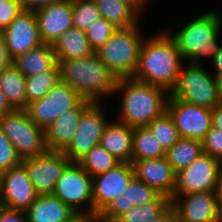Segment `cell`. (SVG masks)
<instances>
[{
	"label": "cell",
	"mask_w": 222,
	"mask_h": 222,
	"mask_svg": "<svg viewBox=\"0 0 222 222\" xmlns=\"http://www.w3.org/2000/svg\"><path fill=\"white\" fill-rule=\"evenodd\" d=\"M185 60L167 31L156 32L143 39L133 79L165 89L175 88Z\"/></svg>",
	"instance_id": "6da1fadb"
},
{
	"label": "cell",
	"mask_w": 222,
	"mask_h": 222,
	"mask_svg": "<svg viewBox=\"0 0 222 222\" xmlns=\"http://www.w3.org/2000/svg\"><path fill=\"white\" fill-rule=\"evenodd\" d=\"M114 94L122 95L117 121L132 128L147 126L162 114L166 110L169 96L165 89L132 77L118 78Z\"/></svg>",
	"instance_id": "7a4b0ae2"
},
{
	"label": "cell",
	"mask_w": 222,
	"mask_h": 222,
	"mask_svg": "<svg viewBox=\"0 0 222 222\" xmlns=\"http://www.w3.org/2000/svg\"><path fill=\"white\" fill-rule=\"evenodd\" d=\"M57 62L61 81L72 87L82 99L101 102L102 98L115 95L118 78L95 53L80 59Z\"/></svg>",
	"instance_id": "3957f363"
},
{
	"label": "cell",
	"mask_w": 222,
	"mask_h": 222,
	"mask_svg": "<svg viewBox=\"0 0 222 222\" xmlns=\"http://www.w3.org/2000/svg\"><path fill=\"white\" fill-rule=\"evenodd\" d=\"M222 16L216 11L201 13L172 35L178 51L185 61L202 64L204 58L212 61L220 46ZM203 59V60H202Z\"/></svg>",
	"instance_id": "277c9868"
},
{
	"label": "cell",
	"mask_w": 222,
	"mask_h": 222,
	"mask_svg": "<svg viewBox=\"0 0 222 222\" xmlns=\"http://www.w3.org/2000/svg\"><path fill=\"white\" fill-rule=\"evenodd\" d=\"M140 25L116 28L108 41L94 51L117 78L133 77L136 71L140 46L145 38Z\"/></svg>",
	"instance_id": "5b68a950"
},
{
	"label": "cell",
	"mask_w": 222,
	"mask_h": 222,
	"mask_svg": "<svg viewBox=\"0 0 222 222\" xmlns=\"http://www.w3.org/2000/svg\"><path fill=\"white\" fill-rule=\"evenodd\" d=\"M203 67V64L185 61L170 95L186 103L209 109L220 104L216 76Z\"/></svg>",
	"instance_id": "8992f818"
},
{
	"label": "cell",
	"mask_w": 222,
	"mask_h": 222,
	"mask_svg": "<svg viewBox=\"0 0 222 222\" xmlns=\"http://www.w3.org/2000/svg\"><path fill=\"white\" fill-rule=\"evenodd\" d=\"M0 128L14 145L21 159L39 156L48 151L45 129L37 126L25 110H13L0 117Z\"/></svg>",
	"instance_id": "52a82bcc"
},
{
	"label": "cell",
	"mask_w": 222,
	"mask_h": 222,
	"mask_svg": "<svg viewBox=\"0 0 222 222\" xmlns=\"http://www.w3.org/2000/svg\"><path fill=\"white\" fill-rule=\"evenodd\" d=\"M53 195L78 215H93L92 177L77 162L65 168Z\"/></svg>",
	"instance_id": "ba28073f"
},
{
	"label": "cell",
	"mask_w": 222,
	"mask_h": 222,
	"mask_svg": "<svg viewBox=\"0 0 222 222\" xmlns=\"http://www.w3.org/2000/svg\"><path fill=\"white\" fill-rule=\"evenodd\" d=\"M104 108L100 102H92L82 112L74 138L63 152L71 162H78L94 146L100 144L101 136L109 123Z\"/></svg>",
	"instance_id": "9c48e42d"
},
{
	"label": "cell",
	"mask_w": 222,
	"mask_h": 222,
	"mask_svg": "<svg viewBox=\"0 0 222 222\" xmlns=\"http://www.w3.org/2000/svg\"><path fill=\"white\" fill-rule=\"evenodd\" d=\"M82 98L65 82H58L45 97L27 104L28 117L46 129L64 111L74 108Z\"/></svg>",
	"instance_id": "30bf717a"
},
{
	"label": "cell",
	"mask_w": 222,
	"mask_h": 222,
	"mask_svg": "<svg viewBox=\"0 0 222 222\" xmlns=\"http://www.w3.org/2000/svg\"><path fill=\"white\" fill-rule=\"evenodd\" d=\"M166 110L182 138L202 141L212 127V109L186 103L169 94Z\"/></svg>",
	"instance_id": "8fae6325"
},
{
	"label": "cell",
	"mask_w": 222,
	"mask_h": 222,
	"mask_svg": "<svg viewBox=\"0 0 222 222\" xmlns=\"http://www.w3.org/2000/svg\"><path fill=\"white\" fill-rule=\"evenodd\" d=\"M70 163L63 152L54 151L22 159V164L38 195L53 194L58 179Z\"/></svg>",
	"instance_id": "7c38bea8"
},
{
	"label": "cell",
	"mask_w": 222,
	"mask_h": 222,
	"mask_svg": "<svg viewBox=\"0 0 222 222\" xmlns=\"http://www.w3.org/2000/svg\"><path fill=\"white\" fill-rule=\"evenodd\" d=\"M170 204L177 222H219L222 214L215 191L173 195Z\"/></svg>",
	"instance_id": "4fadbf2b"
},
{
	"label": "cell",
	"mask_w": 222,
	"mask_h": 222,
	"mask_svg": "<svg viewBox=\"0 0 222 222\" xmlns=\"http://www.w3.org/2000/svg\"><path fill=\"white\" fill-rule=\"evenodd\" d=\"M219 164V160L202 153L176 173L174 195L215 191Z\"/></svg>",
	"instance_id": "5bb4252c"
},
{
	"label": "cell",
	"mask_w": 222,
	"mask_h": 222,
	"mask_svg": "<svg viewBox=\"0 0 222 222\" xmlns=\"http://www.w3.org/2000/svg\"><path fill=\"white\" fill-rule=\"evenodd\" d=\"M134 178L132 163L120 162L111 170L92 177L93 215L103 212L123 194Z\"/></svg>",
	"instance_id": "9a60e30c"
},
{
	"label": "cell",
	"mask_w": 222,
	"mask_h": 222,
	"mask_svg": "<svg viewBox=\"0 0 222 222\" xmlns=\"http://www.w3.org/2000/svg\"><path fill=\"white\" fill-rule=\"evenodd\" d=\"M5 44L11 59L38 47L43 42L39 35L35 12H22L3 30Z\"/></svg>",
	"instance_id": "2e32d148"
},
{
	"label": "cell",
	"mask_w": 222,
	"mask_h": 222,
	"mask_svg": "<svg viewBox=\"0 0 222 222\" xmlns=\"http://www.w3.org/2000/svg\"><path fill=\"white\" fill-rule=\"evenodd\" d=\"M37 195L22 163L3 172L0 201L6 208L26 211Z\"/></svg>",
	"instance_id": "e0dca14e"
},
{
	"label": "cell",
	"mask_w": 222,
	"mask_h": 222,
	"mask_svg": "<svg viewBox=\"0 0 222 222\" xmlns=\"http://www.w3.org/2000/svg\"><path fill=\"white\" fill-rule=\"evenodd\" d=\"M41 41L53 45L67 30L73 27L71 0L50 3L35 11Z\"/></svg>",
	"instance_id": "ac0fdd59"
},
{
	"label": "cell",
	"mask_w": 222,
	"mask_h": 222,
	"mask_svg": "<svg viewBox=\"0 0 222 222\" xmlns=\"http://www.w3.org/2000/svg\"><path fill=\"white\" fill-rule=\"evenodd\" d=\"M134 177L143 181L160 195L172 198L176 187V172L166 157L132 160Z\"/></svg>",
	"instance_id": "d6986e66"
},
{
	"label": "cell",
	"mask_w": 222,
	"mask_h": 222,
	"mask_svg": "<svg viewBox=\"0 0 222 222\" xmlns=\"http://www.w3.org/2000/svg\"><path fill=\"white\" fill-rule=\"evenodd\" d=\"M92 102L82 99L74 108L64 111L45 129L48 151L64 152L71 144L77 131L82 112Z\"/></svg>",
	"instance_id": "ffe728a7"
},
{
	"label": "cell",
	"mask_w": 222,
	"mask_h": 222,
	"mask_svg": "<svg viewBox=\"0 0 222 222\" xmlns=\"http://www.w3.org/2000/svg\"><path fill=\"white\" fill-rule=\"evenodd\" d=\"M25 213L28 222H72L79 216L53 194L37 195Z\"/></svg>",
	"instance_id": "44dd1931"
},
{
	"label": "cell",
	"mask_w": 222,
	"mask_h": 222,
	"mask_svg": "<svg viewBox=\"0 0 222 222\" xmlns=\"http://www.w3.org/2000/svg\"><path fill=\"white\" fill-rule=\"evenodd\" d=\"M134 128L111 120L101 136L100 145L120 162H132Z\"/></svg>",
	"instance_id": "7402d4cb"
},
{
	"label": "cell",
	"mask_w": 222,
	"mask_h": 222,
	"mask_svg": "<svg viewBox=\"0 0 222 222\" xmlns=\"http://www.w3.org/2000/svg\"><path fill=\"white\" fill-rule=\"evenodd\" d=\"M159 193L149 185L136 179H132L123 194L114 200L102 213L112 217H120L130 208L152 202Z\"/></svg>",
	"instance_id": "603a6c76"
},
{
	"label": "cell",
	"mask_w": 222,
	"mask_h": 222,
	"mask_svg": "<svg viewBox=\"0 0 222 222\" xmlns=\"http://www.w3.org/2000/svg\"><path fill=\"white\" fill-rule=\"evenodd\" d=\"M12 64L25 76L48 72L57 64L56 55L51 44L42 43L25 54L12 59Z\"/></svg>",
	"instance_id": "cb8c5ba5"
},
{
	"label": "cell",
	"mask_w": 222,
	"mask_h": 222,
	"mask_svg": "<svg viewBox=\"0 0 222 222\" xmlns=\"http://www.w3.org/2000/svg\"><path fill=\"white\" fill-rule=\"evenodd\" d=\"M57 61L88 57L94 53L85 31L71 27L52 45Z\"/></svg>",
	"instance_id": "d4e9b609"
},
{
	"label": "cell",
	"mask_w": 222,
	"mask_h": 222,
	"mask_svg": "<svg viewBox=\"0 0 222 222\" xmlns=\"http://www.w3.org/2000/svg\"><path fill=\"white\" fill-rule=\"evenodd\" d=\"M26 77L11 64L0 72V91L15 110L26 108Z\"/></svg>",
	"instance_id": "484cf974"
},
{
	"label": "cell",
	"mask_w": 222,
	"mask_h": 222,
	"mask_svg": "<svg viewBox=\"0 0 222 222\" xmlns=\"http://www.w3.org/2000/svg\"><path fill=\"white\" fill-rule=\"evenodd\" d=\"M101 17L111 22L116 28L128 27L141 23L142 15L124 0H94Z\"/></svg>",
	"instance_id": "4316f807"
},
{
	"label": "cell",
	"mask_w": 222,
	"mask_h": 222,
	"mask_svg": "<svg viewBox=\"0 0 222 222\" xmlns=\"http://www.w3.org/2000/svg\"><path fill=\"white\" fill-rule=\"evenodd\" d=\"M202 153V141L180 137L178 141L166 151L165 157L177 173L188 167Z\"/></svg>",
	"instance_id": "83f0119b"
},
{
	"label": "cell",
	"mask_w": 222,
	"mask_h": 222,
	"mask_svg": "<svg viewBox=\"0 0 222 222\" xmlns=\"http://www.w3.org/2000/svg\"><path fill=\"white\" fill-rule=\"evenodd\" d=\"M166 152L147 126L134 128L132 160L163 158Z\"/></svg>",
	"instance_id": "f1b7e54d"
},
{
	"label": "cell",
	"mask_w": 222,
	"mask_h": 222,
	"mask_svg": "<svg viewBox=\"0 0 222 222\" xmlns=\"http://www.w3.org/2000/svg\"><path fill=\"white\" fill-rule=\"evenodd\" d=\"M60 81L61 76L59 64L48 72L26 77V106L30 102L40 100L45 97L47 93Z\"/></svg>",
	"instance_id": "f546056e"
},
{
	"label": "cell",
	"mask_w": 222,
	"mask_h": 222,
	"mask_svg": "<svg viewBox=\"0 0 222 222\" xmlns=\"http://www.w3.org/2000/svg\"><path fill=\"white\" fill-rule=\"evenodd\" d=\"M91 177L103 174L120 163L100 144L94 146L77 162Z\"/></svg>",
	"instance_id": "4dcf8cb0"
},
{
	"label": "cell",
	"mask_w": 222,
	"mask_h": 222,
	"mask_svg": "<svg viewBox=\"0 0 222 222\" xmlns=\"http://www.w3.org/2000/svg\"><path fill=\"white\" fill-rule=\"evenodd\" d=\"M147 127L165 152L180 138L174 121L167 110L155 117Z\"/></svg>",
	"instance_id": "1f68e13d"
},
{
	"label": "cell",
	"mask_w": 222,
	"mask_h": 222,
	"mask_svg": "<svg viewBox=\"0 0 222 222\" xmlns=\"http://www.w3.org/2000/svg\"><path fill=\"white\" fill-rule=\"evenodd\" d=\"M170 205V198L158 195L152 202L134 206L119 218L123 222H148L159 216Z\"/></svg>",
	"instance_id": "d6a6232c"
},
{
	"label": "cell",
	"mask_w": 222,
	"mask_h": 222,
	"mask_svg": "<svg viewBox=\"0 0 222 222\" xmlns=\"http://www.w3.org/2000/svg\"><path fill=\"white\" fill-rule=\"evenodd\" d=\"M73 12V27L87 30L93 22L101 17L94 0H71Z\"/></svg>",
	"instance_id": "836d02e7"
},
{
	"label": "cell",
	"mask_w": 222,
	"mask_h": 222,
	"mask_svg": "<svg viewBox=\"0 0 222 222\" xmlns=\"http://www.w3.org/2000/svg\"><path fill=\"white\" fill-rule=\"evenodd\" d=\"M116 27L103 17H100L85 30L89 44L93 51L104 45L115 31Z\"/></svg>",
	"instance_id": "e575fe53"
},
{
	"label": "cell",
	"mask_w": 222,
	"mask_h": 222,
	"mask_svg": "<svg viewBox=\"0 0 222 222\" xmlns=\"http://www.w3.org/2000/svg\"><path fill=\"white\" fill-rule=\"evenodd\" d=\"M21 163L22 159L17 154L14 145L0 128V171L5 172Z\"/></svg>",
	"instance_id": "d590c367"
},
{
	"label": "cell",
	"mask_w": 222,
	"mask_h": 222,
	"mask_svg": "<svg viewBox=\"0 0 222 222\" xmlns=\"http://www.w3.org/2000/svg\"><path fill=\"white\" fill-rule=\"evenodd\" d=\"M203 153L222 161V131L212 126L202 140Z\"/></svg>",
	"instance_id": "8d00e7d4"
},
{
	"label": "cell",
	"mask_w": 222,
	"mask_h": 222,
	"mask_svg": "<svg viewBox=\"0 0 222 222\" xmlns=\"http://www.w3.org/2000/svg\"><path fill=\"white\" fill-rule=\"evenodd\" d=\"M19 0H9V5H0V31H3L22 12Z\"/></svg>",
	"instance_id": "74e56055"
},
{
	"label": "cell",
	"mask_w": 222,
	"mask_h": 222,
	"mask_svg": "<svg viewBox=\"0 0 222 222\" xmlns=\"http://www.w3.org/2000/svg\"><path fill=\"white\" fill-rule=\"evenodd\" d=\"M0 222H28L25 211L4 207L0 214Z\"/></svg>",
	"instance_id": "f35d334b"
},
{
	"label": "cell",
	"mask_w": 222,
	"mask_h": 222,
	"mask_svg": "<svg viewBox=\"0 0 222 222\" xmlns=\"http://www.w3.org/2000/svg\"><path fill=\"white\" fill-rule=\"evenodd\" d=\"M61 0H19L23 10L35 12L42 7Z\"/></svg>",
	"instance_id": "ab89813d"
},
{
	"label": "cell",
	"mask_w": 222,
	"mask_h": 222,
	"mask_svg": "<svg viewBox=\"0 0 222 222\" xmlns=\"http://www.w3.org/2000/svg\"><path fill=\"white\" fill-rule=\"evenodd\" d=\"M12 64L5 44L4 33L0 31V72Z\"/></svg>",
	"instance_id": "60d3db41"
},
{
	"label": "cell",
	"mask_w": 222,
	"mask_h": 222,
	"mask_svg": "<svg viewBox=\"0 0 222 222\" xmlns=\"http://www.w3.org/2000/svg\"><path fill=\"white\" fill-rule=\"evenodd\" d=\"M148 222H177L175 212L171 204L159 216Z\"/></svg>",
	"instance_id": "b9f144b4"
},
{
	"label": "cell",
	"mask_w": 222,
	"mask_h": 222,
	"mask_svg": "<svg viewBox=\"0 0 222 222\" xmlns=\"http://www.w3.org/2000/svg\"><path fill=\"white\" fill-rule=\"evenodd\" d=\"M212 126L222 131V104L212 109Z\"/></svg>",
	"instance_id": "7bdbcfd3"
},
{
	"label": "cell",
	"mask_w": 222,
	"mask_h": 222,
	"mask_svg": "<svg viewBox=\"0 0 222 222\" xmlns=\"http://www.w3.org/2000/svg\"><path fill=\"white\" fill-rule=\"evenodd\" d=\"M211 63L215 70L214 75L216 77L222 75V44H220L217 53Z\"/></svg>",
	"instance_id": "ee69618b"
},
{
	"label": "cell",
	"mask_w": 222,
	"mask_h": 222,
	"mask_svg": "<svg viewBox=\"0 0 222 222\" xmlns=\"http://www.w3.org/2000/svg\"><path fill=\"white\" fill-rule=\"evenodd\" d=\"M215 194L220 206L222 207V161H220L218 168Z\"/></svg>",
	"instance_id": "f6af8a7d"
},
{
	"label": "cell",
	"mask_w": 222,
	"mask_h": 222,
	"mask_svg": "<svg viewBox=\"0 0 222 222\" xmlns=\"http://www.w3.org/2000/svg\"><path fill=\"white\" fill-rule=\"evenodd\" d=\"M14 109L8 103L5 95L0 91V117L6 113L13 111Z\"/></svg>",
	"instance_id": "bcb514c9"
},
{
	"label": "cell",
	"mask_w": 222,
	"mask_h": 222,
	"mask_svg": "<svg viewBox=\"0 0 222 222\" xmlns=\"http://www.w3.org/2000/svg\"><path fill=\"white\" fill-rule=\"evenodd\" d=\"M95 222H123L119 217L104 215L102 212L93 215Z\"/></svg>",
	"instance_id": "7dc6e473"
},
{
	"label": "cell",
	"mask_w": 222,
	"mask_h": 222,
	"mask_svg": "<svg viewBox=\"0 0 222 222\" xmlns=\"http://www.w3.org/2000/svg\"><path fill=\"white\" fill-rule=\"evenodd\" d=\"M129 3L132 7H134L141 15L144 11V7L149 4L150 0H124Z\"/></svg>",
	"instance_id": "c3c4849f"
},
{
	"label": "cell",
	"mask_w": 222,
	"mask_h": 222,
	"mask_svg": "<svg viewBox=\"0 0 222 222\" xmlns=\"http://www.w3.org/2000/svg\"><path fill=\"white\" fill-rule=\"evenodd\" d=\"M72 222H95L93 215H79Z\"/></svg>",
	"instance_id": "681fc988"
},
{
	"label": "cell",
	"mask_w": 222,
	"mask_h": 222,
	"mask_svg": "<svg viewBox=\"0 0 222 222\" xmlns=\"http://www.w3.org/2000/svg\"><path fill=\"white\" fill-rule=\"evenodd\" d=\"M217 91L220 104H222V75L216 77Z\"/></svg>",
	"instance_id": "f907efd6"
},
{
	"label": "cell",
	"mask_w": 222,
	"mask_h": 222,
	"mask_svg": "<svg viewBox=\"0 0 222 222\" xmlns=\"http://www.w3.org/2000/svg\"><path fill=\"white\" fill-rule=\"evenodd\" d=\"M2 175H3V172L0 171V195H1V191H2Z\"/></svg>",
	"instance_id": "816d5d0a"
},
{
	"label": "cell",
	"mask_w": 222,
	"mask_h": 222,
	"mask_svg": "<svg viewBox=\"0 0 222 222\" xmlns=\"http://www.w3.org/2000/svg\"><path fill=\"white\" fill-rule=\"evenodd\" d=\"M0 5H9V0H0Z\"/></svg>",
	"instance_id": "f5cc1de1"
},
{
	"label": "cell",
	"mask_w": 222,
	"mask_h": 222,
	"mask_svg": "<svg viewBox=\"0 0 222 222\" xmlns=\"http://www.w3.org/2000/svg\"><path fill=\"white\" fill-rule=\"evenodd\" d=\"M5 206L2 204V202L0 201V214H1V212H2V210H3V208H4Z\"/></svg>",
	"instance_id": "db71d44e"
}]
</instances>
